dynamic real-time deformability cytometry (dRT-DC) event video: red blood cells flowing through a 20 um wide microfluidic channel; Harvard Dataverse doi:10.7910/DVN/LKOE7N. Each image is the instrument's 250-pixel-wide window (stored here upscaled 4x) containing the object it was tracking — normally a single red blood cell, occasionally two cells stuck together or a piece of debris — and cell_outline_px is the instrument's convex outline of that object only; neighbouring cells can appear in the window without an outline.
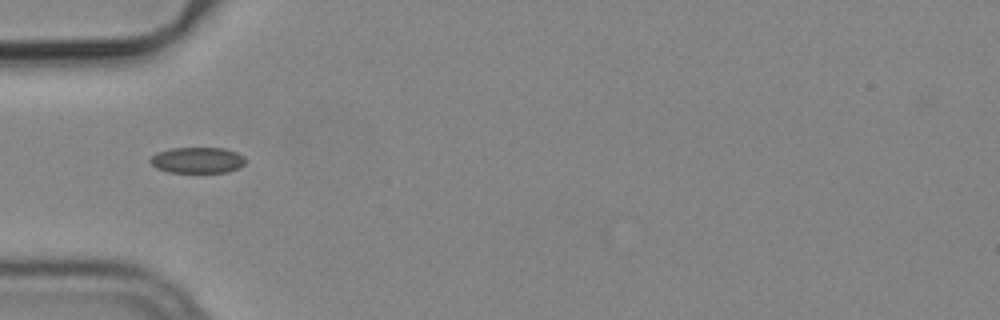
{"species": "common noctule bat (a hibernating species)", "species_latin": "Nyctalus noctula", "temperature_condition": "cold", "stored_images_in_passage": 3, "camera_frame_rate_fps": 3000, "um_per_image_px": 0.085, "animal": {"sex": "male", "body_mass_g": 19.2, "forearm_length_mm": 51.8}, "frame": {"image": 1, "passage_image": 2, "time_ms": 0.333, "image_size_px": [1000, 320], "cell_outline_px": [[244, 164], [240, 168], [228, 172], [168, 172], [156, 168], [148, 160], [156, 152], [172, 148], [224, 148], [236, 152], [244, 156]], "centroid_in_image_um": [16.77, 13.61], "position_along_channel_um": 68.2, "area_um2": 14.45}}
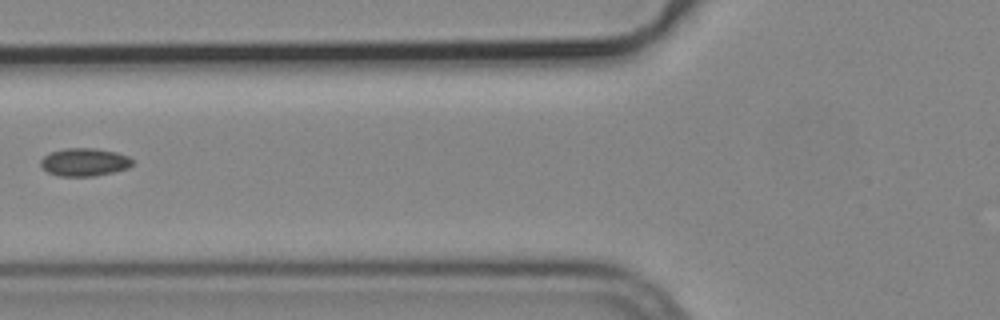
{"frame": {"image": 2, "passage_image": 3, "time_ms": 0.667, "image_size_px": [1000, 320], "cell_outline_px": [[132, 164], [128, 168], [112, 172], [92, 176], [60, 176], [48, 172], [40, 164], [40, 160], [44, 156], [52, 152], [64, 148], [96, 148], [116, 152], [128, 156], [132, 160]], "centroid_in_image_um": [7.17, 13.77], "position_along_channel_um": 118.6, "area_um2": 14.8}}